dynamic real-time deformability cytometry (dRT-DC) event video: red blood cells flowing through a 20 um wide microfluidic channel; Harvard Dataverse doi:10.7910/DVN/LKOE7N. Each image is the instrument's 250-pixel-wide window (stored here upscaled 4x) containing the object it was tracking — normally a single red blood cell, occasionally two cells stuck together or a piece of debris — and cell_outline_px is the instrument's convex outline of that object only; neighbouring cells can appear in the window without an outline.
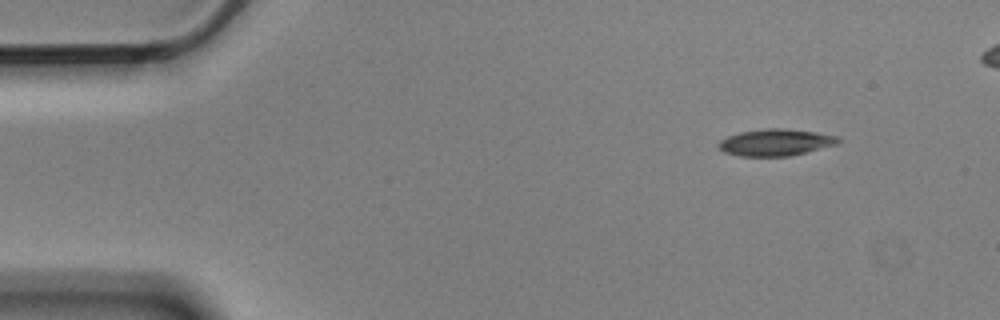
{"species": "Egyptian fruit bat (a non-hibernating species)", "species_latin": "Rousettus aegyptiacus", "temperature_condition": "cold", "stored_images_in_passage": 9, "camera_frame_rate_fps": 3000, "um_per_image_px": 0.085, "animal": {"sex": "male"}, "frame": {"image": 1, "passage_image": 1, "time_ms": 0.0, "image_size_px": [1000, 320], "cell_outline_px": [[840, 140], [836, 144], [788, 156], [740, 156], [724, 152], [716, 144], [720, 140], [728, 136], [740, 132], [768, 128], [780, 128], [812, 132], [836, 136]], "centroid_in_image_um": [65.85, 12.11], "position_along_channel_um": 19.2, "area_um2": 18.21}}
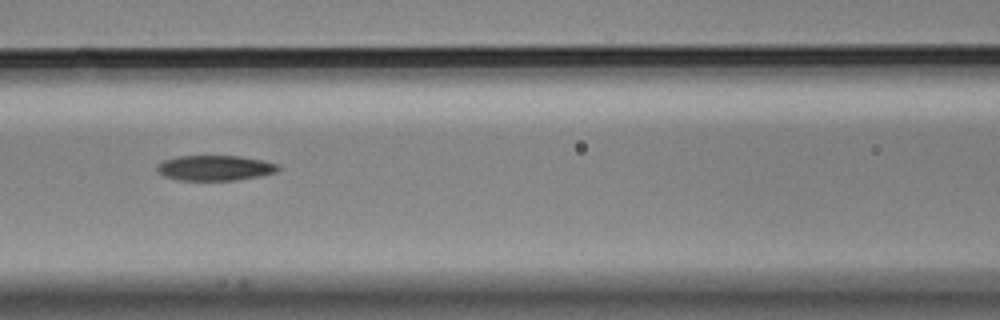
{"frame": {"image": 2, "passage_image": 6, "time_ms": 1.667, "image_size_px": [1000, 320], "cell_outline_px": [[280, 168], [276, 172], [260, 176], [236, 180], [180, 180], [164, 176], [156, 168], [164, 160], [180, 156], [240, 156], [264, 160], [280, 164]], "centroid_in_image_um": [18.34, 14.27], "position_along_channel_um": 148.3, "area_um2": 17.74}}
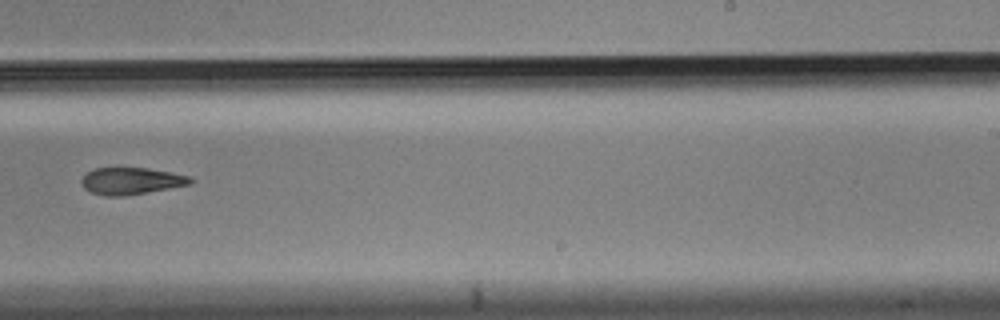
{"frame": {"image": 3, "passage_image": 9, "time_ms": 2.667, "image_size_px": [1000, 320], "cell_outline_px": [[196, 180], [192, 184], [120, 196], [104, 196], [92, 192], [84, 188], [80, 184], [80, 180], [88, 172], [96, 168], [148, 168], [188, 176]], "centroid_in_image_um": [11.13, 15.38], "position_along_channel_um": 277.9, "area_um2": 16.82}}